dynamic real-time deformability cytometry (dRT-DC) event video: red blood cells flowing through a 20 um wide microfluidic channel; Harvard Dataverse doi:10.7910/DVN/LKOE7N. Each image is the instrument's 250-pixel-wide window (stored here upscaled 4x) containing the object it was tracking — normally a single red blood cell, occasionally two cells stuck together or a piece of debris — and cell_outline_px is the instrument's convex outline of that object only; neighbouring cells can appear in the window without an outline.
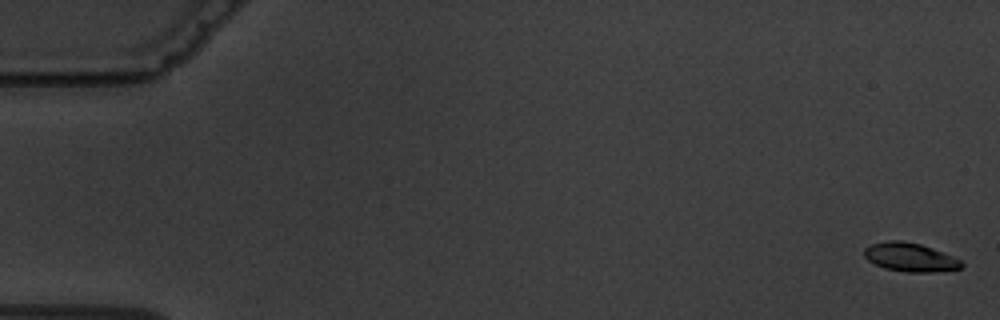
{"species": "common noctule bat (a hibernating species)", "species_latin": "Nyctalus noctula", "temperature_condition": "warm", "stored_images_in_passage": 6, "camera_frame_rate_fps": 3000, "um_per_image_px": 0.085, "animal": {"sex": "male", "body_mass_g": 19.5, "forearm_length_mm": 54.6}, "frame": {"image": 1, "passage_image": 1, "time_ms": 0.0, "image_size_px": [1000, 320], "cell_outline_px": [[964, 264], [960, 268], [932, 272], [908, 272], [884, 268], [868, 260], [864, 256], [864, 248], [872, 244], [888, 240], [900, 240], [920, 244], [944, 252], [960, 260]], "centroid_in_image_um": [77.35, 21.86], "position_along_channel_um": 7.7, "area_um2": 16.13}}
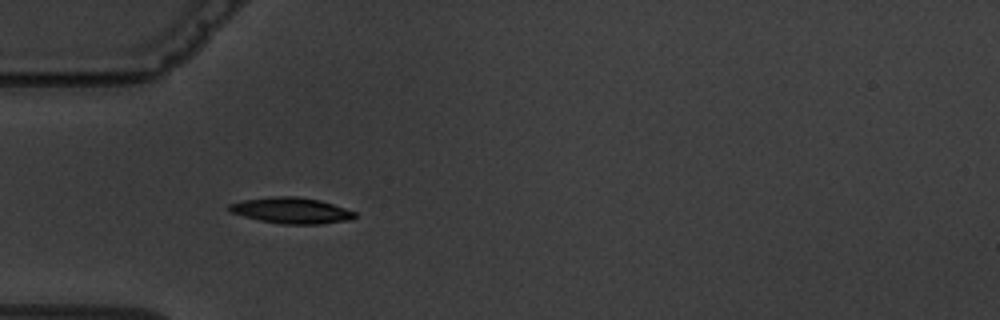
{"frame": {"image": 2, "passage_image": 5, "time_ms": 5.667, "image_size_px": [1000, 320], "cell_outline_px": [[356, 216], [352, 220], [316, 224], [284, 224], [260, 220], [244, 216], [232, 212], [228, 208], [228, 204], [244, 200], [272, 196], [296, 196], [320, 200], [356, 212]], "centroid_in_image_um": [24.79, 17.89], "position_along_channel_um": 60.2, "area_um2": 18.84}}